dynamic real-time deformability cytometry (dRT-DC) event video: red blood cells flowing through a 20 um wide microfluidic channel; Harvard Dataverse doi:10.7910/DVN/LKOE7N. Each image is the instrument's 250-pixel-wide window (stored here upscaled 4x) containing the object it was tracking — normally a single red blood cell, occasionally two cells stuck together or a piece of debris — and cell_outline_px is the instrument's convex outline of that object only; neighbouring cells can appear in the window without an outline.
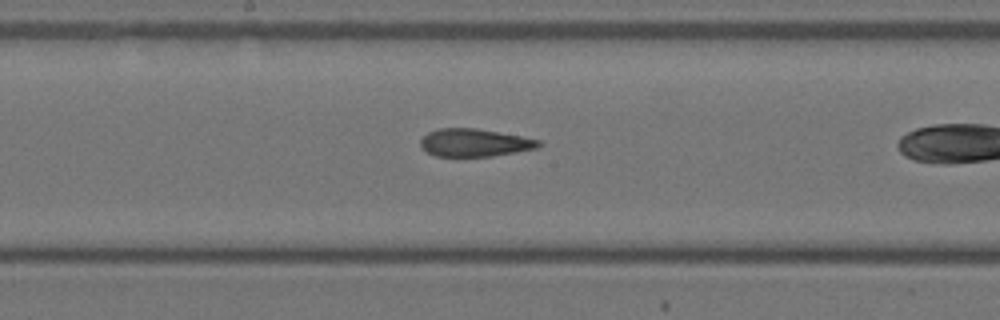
{"species": "Egyptian fruit bat (a non-hibernating species)", "species_latin": "Rousettus aegyptiacus", "temperature_condition": "warm", "stored_images_in_passage": 19, "camera_frame_rate_fps": 3000, "um_per_image_px": 0.085, "animal": {"sex": "female"}, "frame": {"image": 1, "passage_image": 14, "time_ms": 4.333, "image_size_px": [1000, 320], "cell_outline_px": [[544, 144], [536, 148], [516, 152], [492, 156], [436, 156], [420, 148], [420, 140], [428, 132], [440, 128], [476, 128], [520, 136], [540, 140]], "centroid_in_image_um": [40.33, 12.13], "position_along_channel_um": 207.9, "area_um2": 19.07}}
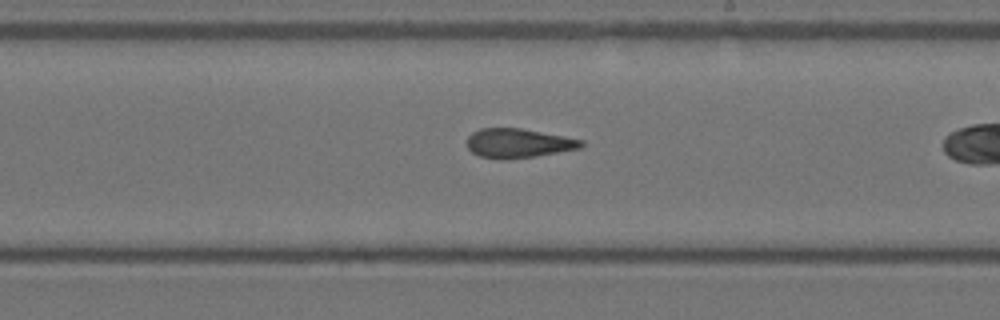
{"frame": {"image": 2, "passage_image": 16, "time_ms": 5.0, "image_size_px": [1000, 320], "cell_outline_px": [[584, 144], [580, 148], [536, 156], [504, 160], [500, 160], [480, 156], [472, 152], [468, 148], [468, 136], [472, 132], [480, 128], [520, 128], [564, 136], [584, 140]], "centroid_in_image_um": [44.05, 12.17], "position_along_channel_um": 245.0, "area_um2": 19.48}}